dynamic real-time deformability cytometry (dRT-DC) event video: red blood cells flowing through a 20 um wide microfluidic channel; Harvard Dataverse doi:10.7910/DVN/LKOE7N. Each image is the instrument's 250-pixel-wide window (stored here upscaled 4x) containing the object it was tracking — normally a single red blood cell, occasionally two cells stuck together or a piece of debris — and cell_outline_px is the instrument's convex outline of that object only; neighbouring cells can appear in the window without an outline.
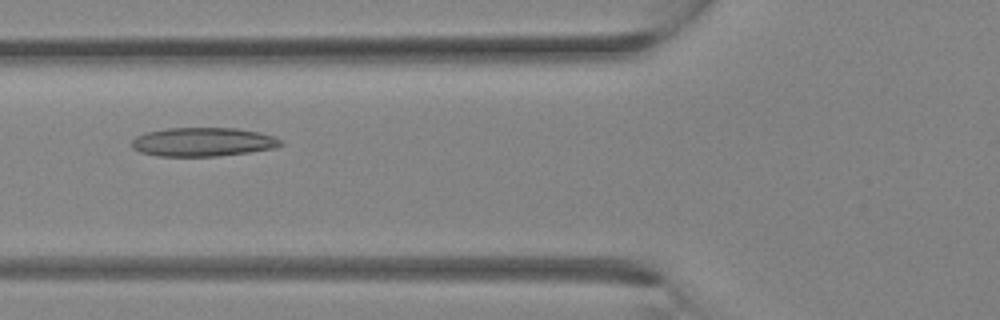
{"species": "Egyptian fruit bat (a non-hibernating species)", "species_latin": "Rousettus aegyptiacus", "temperature_condition": "room temperature", "stored_images_in_passage": 29, "camera_frame_rate_fps": 3000, "um_per_image_px": 0.085, "animal": {"sex": "female"}, "frame": {"image": 1, "passage_image": 9, "time_ms": 2.667, "image_size_px": [1000, 320], "cell_outline_px": [[284, 144], [272, 148], [248, 152], [216, 156], [156, 156], [140, 152], [132, 148], [132, 140], [136, 136], [148, 132], [168, 128], [236, 128], [260, 132], [272, 136], [280, 140]], "centroid_in_image_um": [17.22, 12.06], "position_along_channel_um": 108.6, "area_um2": 24.85}}
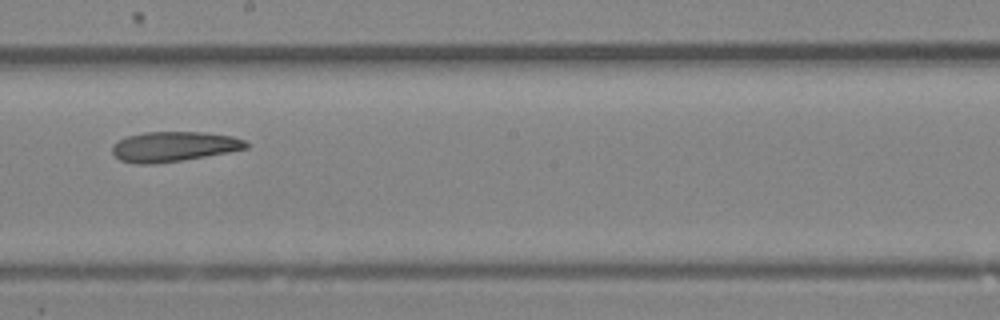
{"frame": {"image": 2, "passage_image": 15, "time_ms": 4.667, "image_size_px": [1000, 320], "cell_outline_px": [[248, 148], [228, 152], [184, 160], [156, 164], [136, 164], [120, 160], [112, 152], [112, 144], [128, 136], [144, 132], [204, 132], [232, 136], [244, 140], [248, 144]], "centroid_in_image_um": [14.76, 12.46], "position_along_channel_um": 233.4, "area_um2": 23.41}}
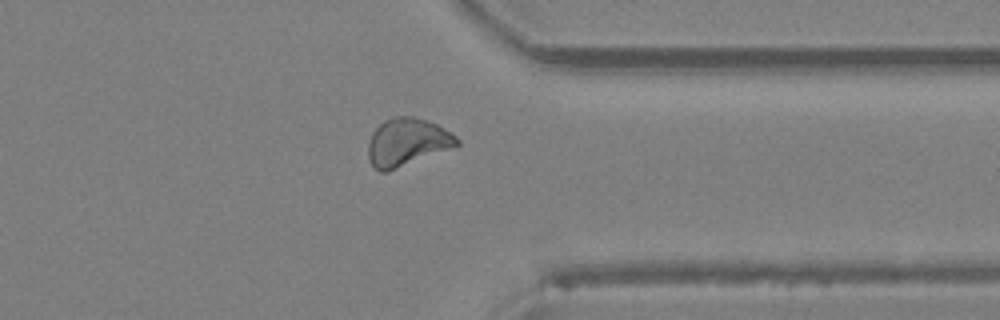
{"frame": {"image": 3, "passage_image": 22, "time_ms": 7.0, "image_size_px": [1000, 320], "cell_outline_px": [[460, 144], [388, 172], [380, 172], [372, 164], [368, 156], [368, 144], [372, 132], [384, 120], [392, 116], [412, 116], [436, 124], [456, 136], [460, 140]], "centroid_in_image_um": [34.57, 12.08], "position_along_channel_um": 376.8, "area_um2": 24.39}}